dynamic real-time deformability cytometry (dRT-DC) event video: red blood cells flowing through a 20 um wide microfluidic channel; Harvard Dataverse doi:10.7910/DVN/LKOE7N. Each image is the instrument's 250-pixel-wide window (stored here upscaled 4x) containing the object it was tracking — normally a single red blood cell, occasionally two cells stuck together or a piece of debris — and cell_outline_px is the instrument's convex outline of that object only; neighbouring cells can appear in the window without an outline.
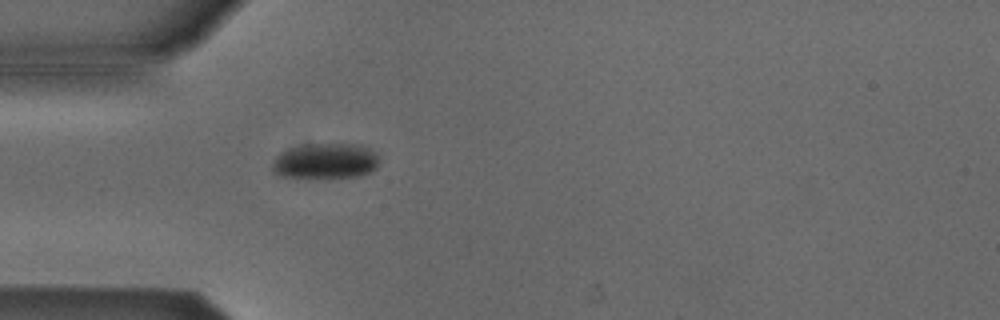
{"species": "Egyptian fruit bat (a non-hibernating species)", "species_latin": "Rousettus aegyptiacus", "temperature_condition": "cold", "stored_images_in_passage": 12, "camera_frame_rate_fps": 3000, "um_per_image_px": 0.085, "animal": {"sex": "male"}, "frame": {"image": 1, "passage_image": 1, "time_ms": 0.0, "image_size_px": [1000, 320], "cell_outline_px": [[380, 160], [376, 168], [360, 176], [308, 180], [280, 176], [272, 172], [272, 164], [276, 156], [280, 152], [300, 144], [360, 144], [376, 152], [380, 156]], "centroid_in_image_um": [27.64, 13.72], "position_along_channel_um": 57.4, "area_um2": 23.12}}
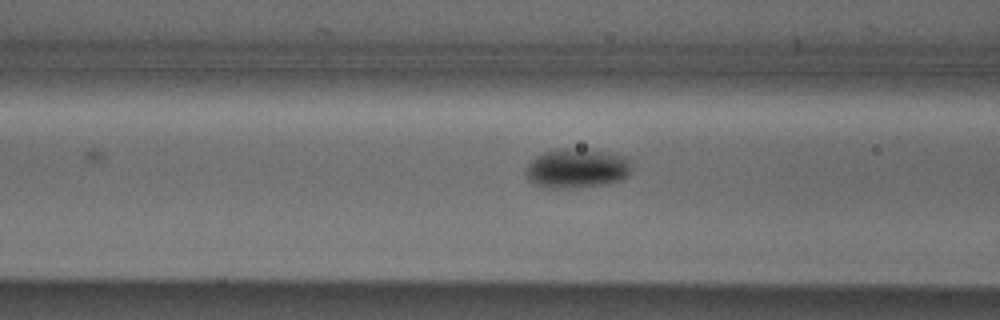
{"frame": {"image": 2, "passage_image": 6, "time_ms": 1.667, "image_size_px": [1000, 320], "cell_outline_px": [[632, 168], [628, 176], [620, 180], [608, 184], [556, 188], [544, 188], [532, 184], [524, 176], [524, 168], [536, 156], [544, 152], [560, 148], [568, 148], [608, 152], [624, 156], [628, 160]], "centroid_in_image_um": [48.98, 14.32], "position_along_channel_um": 117.6, "area_um2": 24.45}}
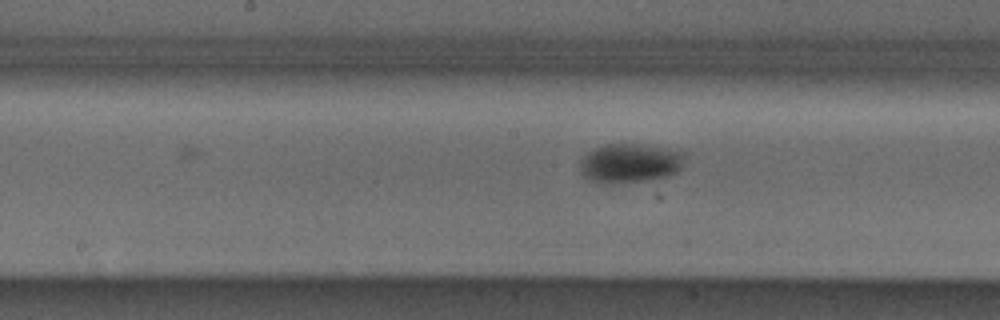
{"frame": {"image": 3, "passage_image": 12, "time_ms": 3.667, "image_size_px": [1000, 320], "cell_outline_px": [[680, 168], [676, 172], [668, 176], [644, 180], [608, 184], [588, 180], [580, 172], [580, 160], [588, 152], [596, 148], [608, 144], [632, 144], [680, 152]], "centroid_in_image_um": [53.41, 13.9], "position_along_channel_um": 194.8, "area_um2": 23.0}}